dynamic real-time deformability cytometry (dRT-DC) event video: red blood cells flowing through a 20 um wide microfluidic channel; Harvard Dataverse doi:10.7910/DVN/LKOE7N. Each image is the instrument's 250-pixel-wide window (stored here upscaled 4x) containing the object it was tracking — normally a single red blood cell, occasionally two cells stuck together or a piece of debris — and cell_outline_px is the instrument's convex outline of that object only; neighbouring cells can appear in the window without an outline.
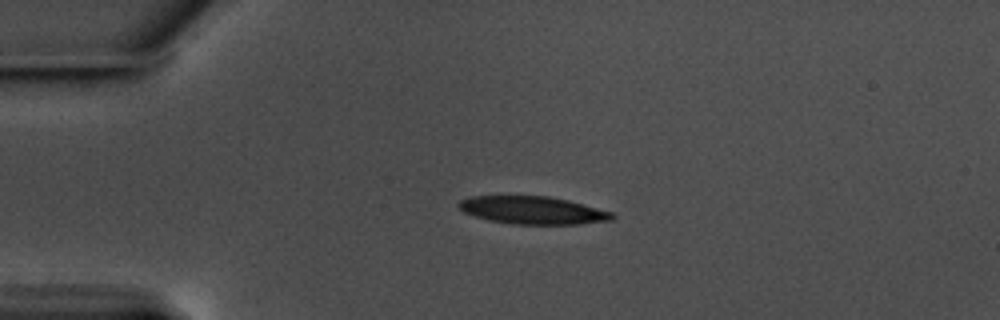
{"species": "common noctule bat (a hibernating species)", "species_latin": "Nyctalus noctula", "temperature_condition": "warm", "stored_images_in_passage": 45, "camera_frame_rate_fps": 3000, "um_per_image_px": 0.085, "animal": {"sex": "male", "body_mass_g": 17.5, "forearm_length_mm": 52.3}, "frame": {"image": 1, "passage_image": 1, "time_ms": 0.0, "image_size_px": [1000, 320], "cell_outline_px": [[616, 216], [612, 220], [580, 224], [512, 224], [488, 220], [464, 212], [456, 204], [460, 200], [468, 196], [548, 196], [568, 200], [612, 212]], "centroid_in_image_um": [45.27, 17.87], "position_along_channel_um": 39.7, "area_um2": 24.8}}
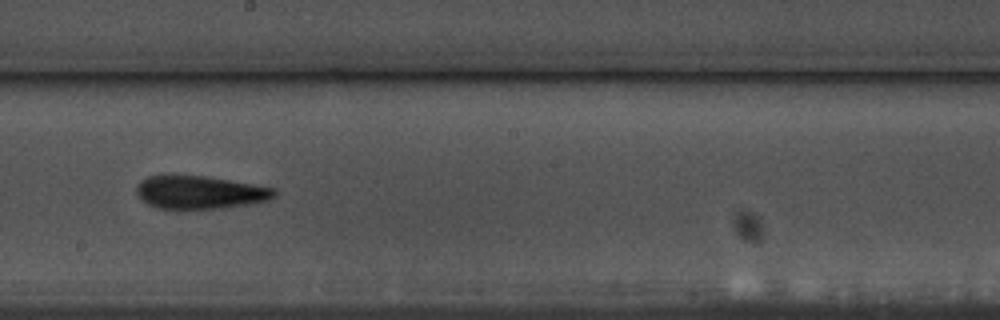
{"frame": {"image": 2, "passage_image": 20, "time_ms": 6.333, "image_size_px": [1000, 320], "cell_outline_px": [[276, 196], [268, 200], [252, 204], [220, 208], [156, 208], [140, 200], [136, 192], [136, 184], [140, 180], [148, 176], [204, 176], [276, 188]], "centroid_in_image_um": [16.98, 16.35], "position_along_channel_um": 231.2, "area_um2": 26.41}}
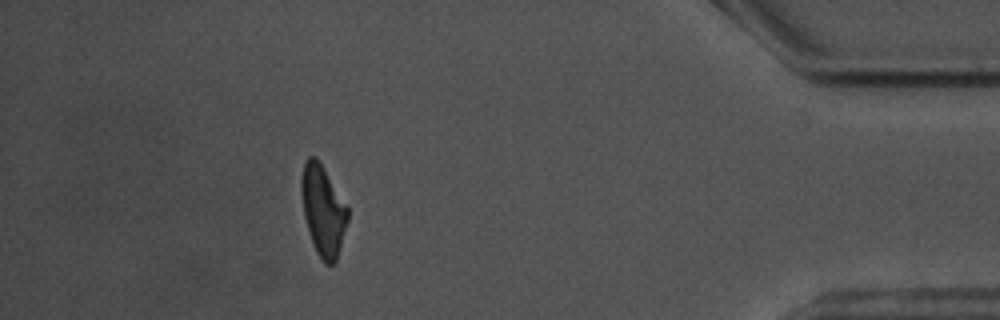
{"frame": {"image": 3, "passage_image": 39, "time_ms": 12.667, "image_size_px": [1000, 320], "cell_outline_px": [[348, 220], [336, 264], [324, 264], [316, 252], [304, 216], [300, 192], [300, 180], [304, 160], [308, 156], [316, 156], [348, 208]], "centroid_in_image_um": [27.44, 17.89], "position_along_channel_um": 407.8, "area_um2": 24.39}, "authors_computed_cell_mechanics": {"area_um2": 25.432, "velocity_mm_per_s": 3.5504, "shape_relaxation_time_tau1_ms": 3.4634, "shape_relaxation_time_tau2_ms": 4.8532, "deformation_change_tau1": 0.1614, "deformation_change_tau2": 0.1644}}